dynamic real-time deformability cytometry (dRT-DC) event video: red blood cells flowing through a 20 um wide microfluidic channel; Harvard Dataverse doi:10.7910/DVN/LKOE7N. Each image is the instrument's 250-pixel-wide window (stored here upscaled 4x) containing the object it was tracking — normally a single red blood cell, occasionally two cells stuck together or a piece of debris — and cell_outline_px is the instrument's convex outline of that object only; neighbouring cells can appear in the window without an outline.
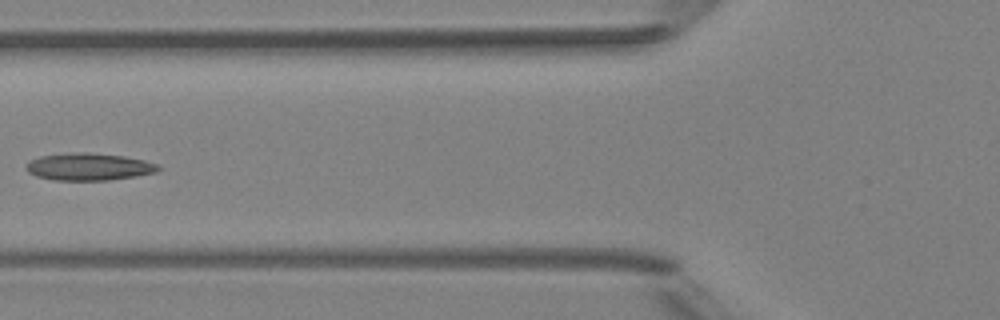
{"species": "Egyptian fruit bat (a non-hibernating species)", "species_latin": "Rousettus aegyptiacus", "temperature_condition": "room temperature", "stored_images_in_passage": 6, "camera_frame_rate_fps": 3000, "um_per_image_px": 0.085, "animal": {"sex": "female"}, "frame": {"image": 1, "passage_image": 5, "time_ms": 4.667, "image_size_px": [1000, 320], "cell_outline_px": [[160, 168], [156, 172], [136, 176], [108, 180], [56, 180], [36, 176], [28, 172], [28, 160], [40, 156], [76, 152], [84, 152], [124, 156], [144, 160], [156, 164]], "centroid_in_image_um": [7.55, 14.17], "position_along_channel_um": 118.3, "area_um2": 20.75}}
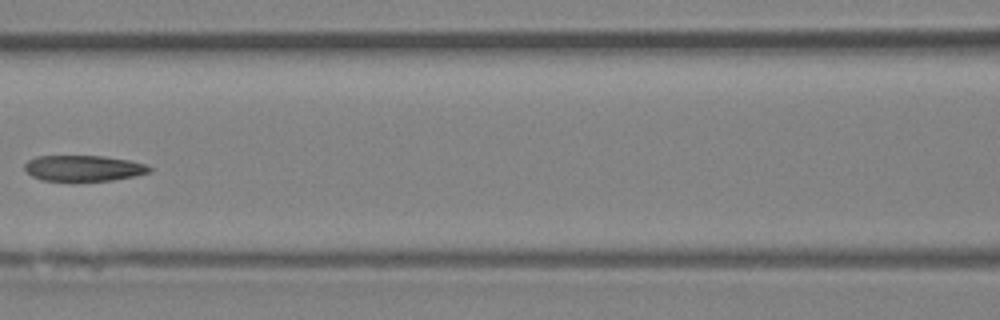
{"frame": {"image": 2, "passage_image": 6, "time_ms": 5.667, "image_size_px": [1000, 320], "cell_outline_px": [[152, 172], [136, 176], [112, 180], [44, 180], [32, 176], [24, 168], [24, 164], [28, 160], [36, 156], [104, 156], [128, 160], [144, 164], [152, 168]], "centroid_in_image_um": [7.12, 14.29], "position_along_channel_um": 159.5, "area_um2": 18.61}}